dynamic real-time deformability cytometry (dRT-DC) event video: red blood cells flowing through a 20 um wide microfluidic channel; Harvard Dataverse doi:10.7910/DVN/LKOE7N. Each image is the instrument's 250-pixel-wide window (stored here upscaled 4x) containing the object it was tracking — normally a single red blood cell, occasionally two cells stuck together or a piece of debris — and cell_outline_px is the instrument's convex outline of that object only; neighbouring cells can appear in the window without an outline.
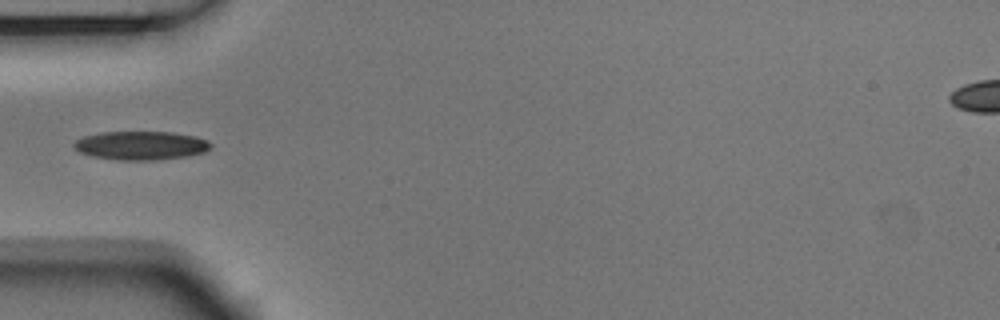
{"species": "Egyptian fruit bat (a non-hibernating species)", "species_latin": "Rousettus aegyptiacus", "temperature_condition": "room temperature", "stored_images_in_passage": 4, "camera_frame_rate_fps": 3000, "um_per_image_px": 0.085, "animal": {"sex": "male"}, "frame": {"image": 1, "passage_image": 4, "time_ms": 1.0, "image_size_px": [1000, 320], "cell_outline_px": [[212, 148], [204, 152], [188, 156], [156, 160], [120, 160], [92, 156], [80, 152], [72, 144], [76, 140], [84, 136], [100, 132], [172, 132], [196, 136], [208, 140], [212, 144]], "centroid_in_image_um": [12.02, 12.36], "position_along_channel_um": 73.0, "area_um2": 22.95}}